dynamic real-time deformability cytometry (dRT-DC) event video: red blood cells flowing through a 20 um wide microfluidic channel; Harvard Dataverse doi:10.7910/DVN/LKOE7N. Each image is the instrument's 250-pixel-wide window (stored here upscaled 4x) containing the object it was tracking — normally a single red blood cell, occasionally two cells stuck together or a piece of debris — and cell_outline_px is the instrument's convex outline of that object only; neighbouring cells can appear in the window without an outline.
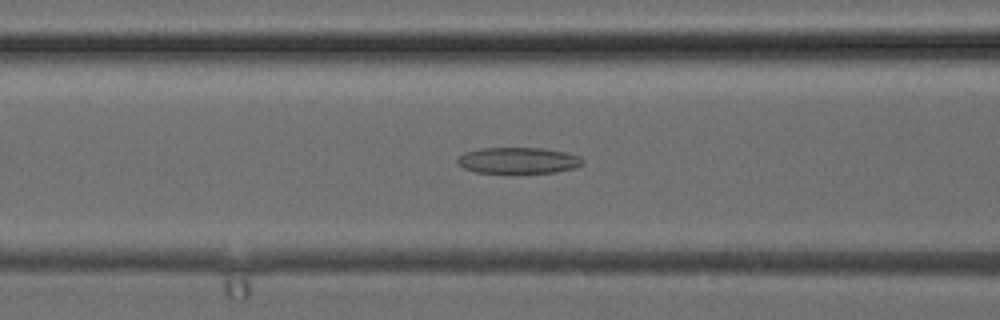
{"species": "common noctule bat (a hibernating species)", "species_latin": "Nyctalus noctula", "temperature_condition": "cold", "stored_images_in_passage": 34, "camera_frame_rate_fps": 3000, "um_per_image_px": 0.085, "animal": {"sex": "female", "body_mass_g": 24.6, "forearm_length_mm": 56.2}, "frame": {"image": 1, "passage_image": 12, "time_ms": 3.667, "image_size_px": [1000, 320], "cell_outline_px": [[584, 164], [576, 168], [556, 172], [476, 172], [464, 168], [456, 160], [464, 152], [480, 148], [540, 148], [564, 152], [580, 156], [584, 160]], "centroid_in_image_um": [44.09, 13.63], "position_along_channel_um": 122.5, "area_um2": 18.9}}
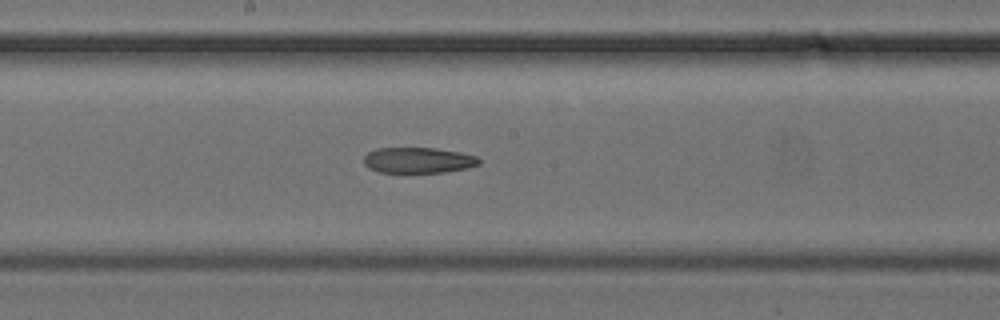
{"frame": {"image": 2, "passage_image": 17, "time_ms": 5.333, "image_size_px": [1000, 320], "cell_outline_px": [[480, 164], [468, 168], [444, 172], [380, 172], [368, 168], [364, 164], [364, 156], [368, 152], [376, 148], [436, 148], [460, 152], [476, 156], [480, 160]], "centroid_in_image_um": [35.55, 13.61], "position_along_channel_um": 212.7, "area_um2": 17.28}}
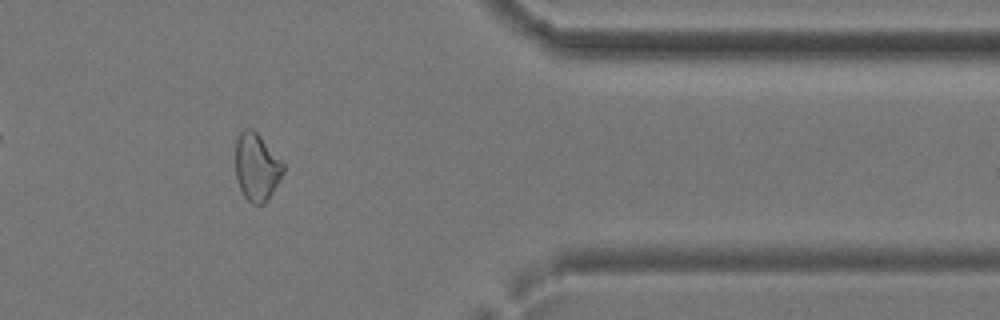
{"frame": {"image": 3, "passage_image": 28, "time_ms": 9.0, "image_size_px": [1000, 320], "cell_outline_px": [[284, 172], [268, 200], [264, 204], [252, 204], [244, 196], [240, 188], [236, 176], [236, 140], [240, 132], [244, 128], [252, 128], [260, 136], [284, 164]], "centroid_in_image_um": [21.81, 14.2], "position_along_channel_um": 389.6, "area_um2": 18.67}}